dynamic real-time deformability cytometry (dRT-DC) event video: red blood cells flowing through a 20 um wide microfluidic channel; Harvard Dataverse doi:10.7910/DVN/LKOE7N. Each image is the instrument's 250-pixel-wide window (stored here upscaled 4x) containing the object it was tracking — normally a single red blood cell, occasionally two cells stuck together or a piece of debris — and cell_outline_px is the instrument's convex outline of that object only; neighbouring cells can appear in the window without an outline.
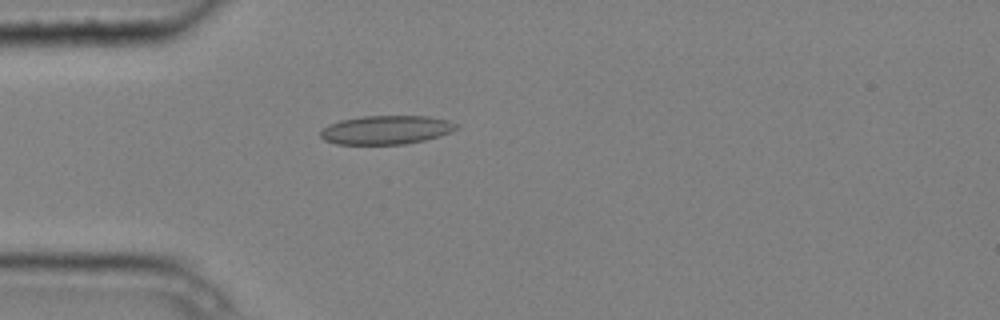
{"species": "common noctule bat (a hibernating species)", "species_latin": "Nyctalus noctula", "temperature_condition": "cold", "stored_images_in_passage": 1, "camera_frame_rate_fps": 3000, "um_per_image_px": 0.085, "animal": {"sex": "male", "body_mass_g": 20.4}, "frame": {"image": 1, "passage_image": 1, "time_ms": 0.0, "image_size_px": [1000, 320], "cell_outline_px": [[460, 128], [440, 136], [424, 140], [404, 144], [336, 144], [324, 140], [320, 136], [320, 132], [328, 124], [340, 120], [364, 116], [428, 116], [448, 120], [460, 124]], "centroid_in_image_um": [32.86, 11.04], "position_along_channel_um": 52.1, "area_um2": 22.89}}